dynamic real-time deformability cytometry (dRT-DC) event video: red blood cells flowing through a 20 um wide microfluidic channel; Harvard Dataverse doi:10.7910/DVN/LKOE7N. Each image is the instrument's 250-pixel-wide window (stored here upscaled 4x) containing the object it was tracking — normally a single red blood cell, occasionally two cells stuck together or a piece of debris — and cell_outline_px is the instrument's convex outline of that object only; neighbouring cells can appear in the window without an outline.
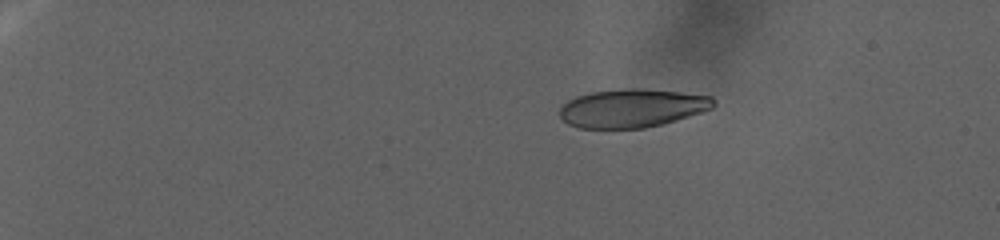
{"species": "human", "species_latin": "Homo sapiens", "temperature_condition": "warm", "stored_images_in_passage": 93, "camera_frame_rate_fps": 3000, "um_per_image_px": 0.085, "donor": {"sex": "female"}, "frame": {"image": 1, "passage_image": 1, "time_ms": 0.0, "image_size_px": [1000, 240], "cell_outline_px": [[716, 104], [712, 108], [676, 120], [644, 128], [580, 128], [568, 124], [560, 116], [560, 108], [568, 100], [576, 96], [592, 92], [624, 88], [644, 88], [680, 92], [712, 96], [716, 100]], "centroid_in_image_um": [53.74, 9.18], "position_along_channel_um": 31.3, "area_um2": 34.39}}
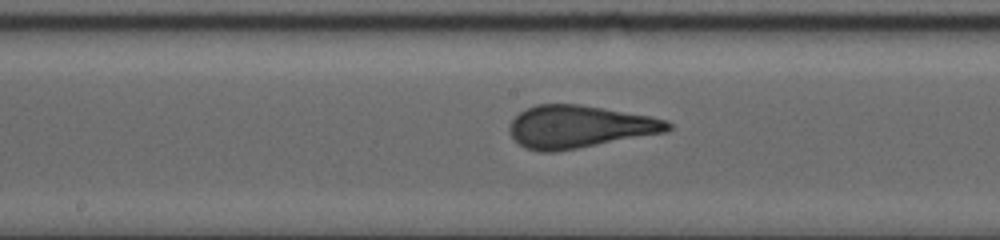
{"frame": {"image": 2, "passage_image": 47, "time_ms": 15.333, "image_size_px": [1000, 240], "cell_outline_px": [[672, 128], [668, 132], [556, 152], [540, 152], [524, 148], [508, 132], [508, 124], [520, 112], [536, 104], [580, 104], [652, 116], [668, 120], [672, 124]], "centroid_in_image_um": [49.27, 10.77], "position_along_channel_um": 198.9, "area_um2": 39.59}}
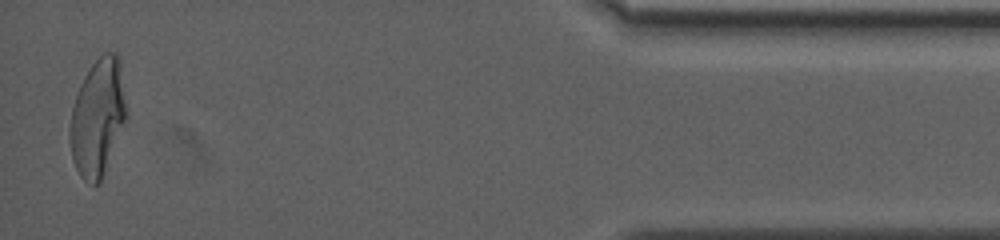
{"frame": {"image": 3, "passage_image": 91, "time_ms": 30.0, "image_size_px": [1000, 240], "cell_outline_px": [[128, 116], [100, 180], [96, 184], [92, 184], [84, 180], [80, 176], [72, 160], [68, 136], [68, 132], [72, 108], [80, 84], [84, 76], [92, 64], [104, 52], [116, 52], [120, 56], [128, 112]], "centroid_in_image_um": [8.32, 9.93], "position_along_channel_um": 426.9, "area_um2": 38.84}}